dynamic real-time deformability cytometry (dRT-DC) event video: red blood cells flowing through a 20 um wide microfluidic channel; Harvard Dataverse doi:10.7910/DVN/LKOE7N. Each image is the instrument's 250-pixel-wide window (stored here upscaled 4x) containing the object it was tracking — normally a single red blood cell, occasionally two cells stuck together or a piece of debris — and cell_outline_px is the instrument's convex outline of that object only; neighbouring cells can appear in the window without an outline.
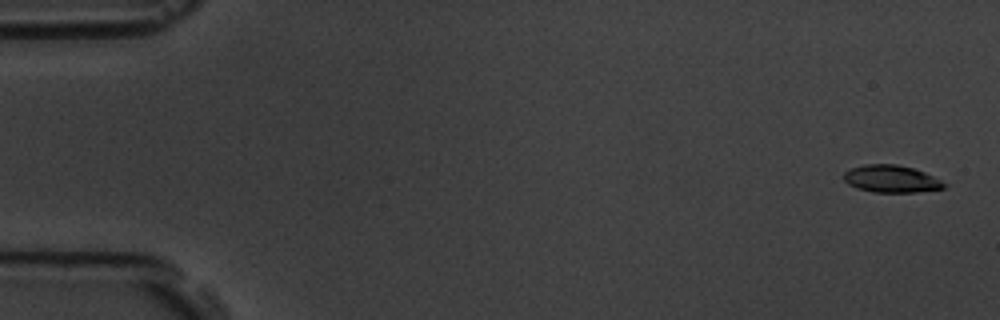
{"species": "common noctule bat (a hibernating species)", "species_latin": "Nyctalus noctula", "temperature_condition": "room temperature", "stored_images_in_passage": 5, "camera_frame_rate_fps": 3000, "um_per_image_px": 0.085, "animal": {"sex": "male", "body_mass_g": 19.5, "forearm_length_mm": 54.6}, "frame": {"image": 1, "passage_image": 1, "time_ms": 0.0, "image_size_px": [1000, 320], "cell_outline_px": [[948, 184], [944, 188], [916, 192], [872, 192], [856, 188], [848, 184], [844, 180], [844, 172], [852, 168], [864, 164], [896, 164], [912, 168], [924, 172]], "centroid_in_image_um": [75.74, 15.21], "position_along_channel_um": 9.3, "area_um2": 15.9}}